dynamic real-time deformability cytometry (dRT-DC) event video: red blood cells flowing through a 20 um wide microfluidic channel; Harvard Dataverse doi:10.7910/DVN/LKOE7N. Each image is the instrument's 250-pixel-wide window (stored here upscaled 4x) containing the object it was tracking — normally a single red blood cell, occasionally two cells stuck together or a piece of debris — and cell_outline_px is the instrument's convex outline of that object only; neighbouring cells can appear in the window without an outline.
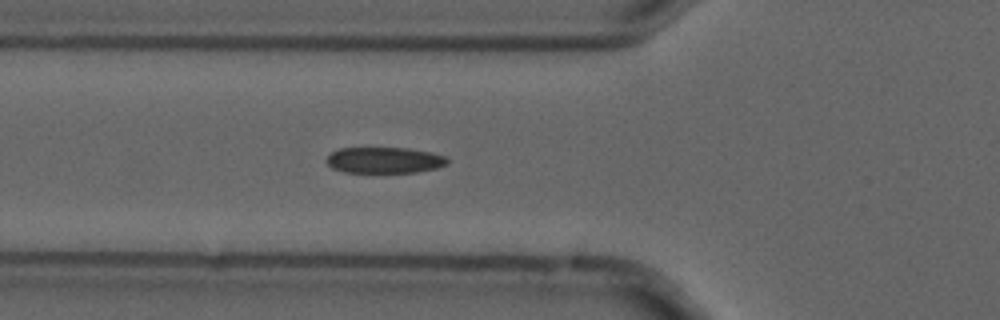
{"species": "common noctule bat (a hibernating species)", "species_latin": "Nyctalus noctula", "temperature_condition": "cold", "stored_images_in_passage": 5, "camera_frame_rate_fps": 3000, "um_per_image_px": 0.085, "animal": {"sex": "male", "forearm_length_mm": 52.5}, "frame": {"image": 1, "passage_image": 5, "time_ms": 1.333, "image_size_px": [1000, 320], "cell_outline_px": [[448, 164], [436, 168], [416, 172], [344, 172], [332, 168], [324, 160], [332, 152], [340, 148], [408, 148], [432, 152], [444, 156], [448, 160]], "centroid_in_image_um": [32.67, 13.61], "position_along_channel_um": 93.1, "area_um2": 18.32}}